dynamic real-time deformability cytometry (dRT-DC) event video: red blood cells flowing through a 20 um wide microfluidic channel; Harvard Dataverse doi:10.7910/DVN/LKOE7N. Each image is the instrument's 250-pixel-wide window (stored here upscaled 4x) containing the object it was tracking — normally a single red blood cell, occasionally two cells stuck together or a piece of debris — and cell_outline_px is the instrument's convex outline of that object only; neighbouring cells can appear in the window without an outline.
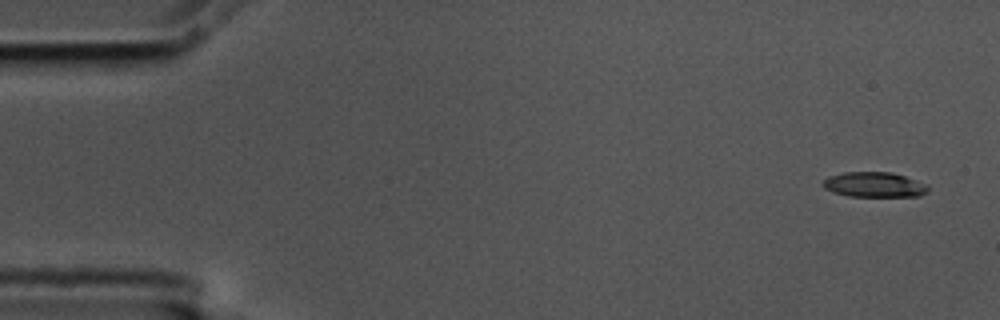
{"species": "common noctule bat (a hibernating species)", "species_latin": "Nyctalus noctula", "temperature_condition": "cold", "stored_images_in_passage": 2, "camera_frame_rate_fps": 3000, "um_per_image_px": 0.085, "animal": {"sex": "male", "body_mass_g": 17.5, "forearm_length_mm": 52.3}, "frame": {"image": 1, "passage_image": 1, "time_ms": 0.0, "image_size_px": [1000, 320], "cell_outline_px": [[928, 192], [920, 196], [848, 196], [832, 192], [824, 188], [820, 184], [828, 176], [844, 172], [892, 172], [928, 184]], "centroid_in_image_um": [74.3, 15.69], "position_along_channel_um": 10.7, "area_um2": 15.49}}